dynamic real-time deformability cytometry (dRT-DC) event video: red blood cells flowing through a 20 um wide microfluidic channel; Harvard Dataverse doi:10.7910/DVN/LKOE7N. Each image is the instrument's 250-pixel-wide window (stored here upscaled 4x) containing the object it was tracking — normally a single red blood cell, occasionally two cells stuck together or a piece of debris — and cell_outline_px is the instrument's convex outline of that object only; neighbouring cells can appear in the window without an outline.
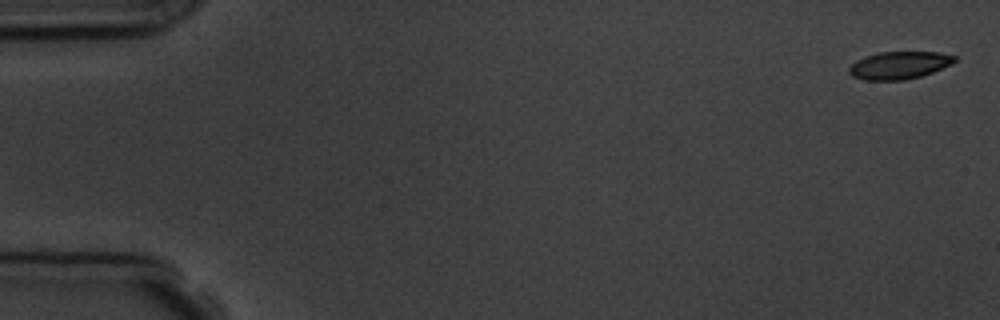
{"species": "common noctule bat (a hibernating species)", "species_latin": "Nyctalus noctula", "temperature_condition": "room temperature", "stored_images_in_passage": 5, "camera_frame_rate_fps": 3000, "um_per_image_px": 0.085, "animal": {"sex": "male", "body_mass_g": 19.5, "forearm_length_mm": 54.6}, "frame": {"image": 1, "passage_image": 1, "time_ms": 0.0, "image_size_px": [1000, 320], "cell_outline_px": [[956, 60], [952, 64], [932, 72], [920, 76], [904, 80], [864, 80], [852, 76], [848, 72], [848, 68], [856, 60], [864, 56], [880, 52], [936, 52], [956, 56]], "centroid_in_image_um": [76.4, 5.54], "position_along_channel_um": 8.6, "area_um2": 16.94}}
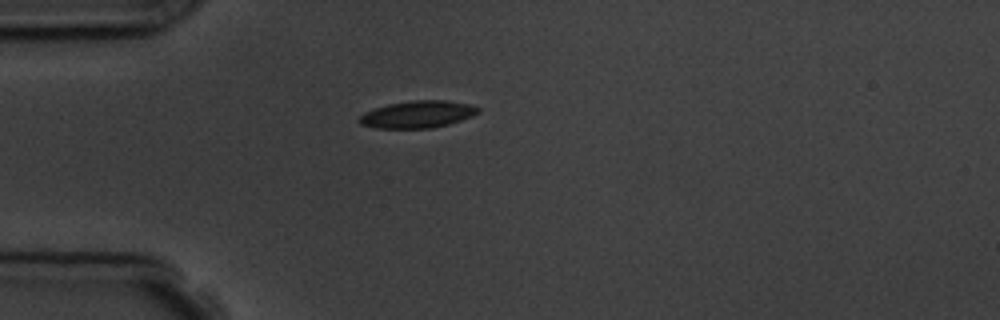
{"frame": {"image": 2, "passage_image": 5, "time_ms": 4.667, "image_size_px": [1000, 320], "cell_outline_px": [[480, 112], [472, 116], [448, 124], [432, 128], [376, 128], [360, 124], [356, 120], [364, 112], [388, 104], [412, 100], [444, 100], [468, 104], [480, 108]], "centroid_in_image_um": [35.47, 9.72], "position_along_channel_um": 49.5, "area_um2": 18.73}}